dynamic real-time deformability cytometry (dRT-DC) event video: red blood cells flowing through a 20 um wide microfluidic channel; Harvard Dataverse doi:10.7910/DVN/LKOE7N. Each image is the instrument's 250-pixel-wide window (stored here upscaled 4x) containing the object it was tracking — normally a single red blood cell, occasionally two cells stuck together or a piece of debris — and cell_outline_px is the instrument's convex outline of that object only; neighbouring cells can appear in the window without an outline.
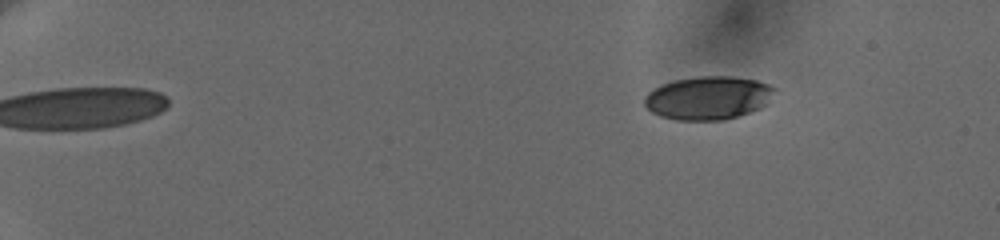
{"species": "human", "species_latin": "Homo sapiens", "temperature_condition": "cold", "stored_images_in_passage": 29, "camera_frame_rate_fps": 3000, "um_per_image_px": 0.085, "donor": {"sex": "female"}, "frame": {"image": 1, "passage_image": 1, "time_ms": 0.0, "image_size_px": [1000, 240], "cell_outline_px": [[776, 88], [764, 104], [760, 108], [724, 120], [676, 120], [660, 116], [652, 112], [644, 104], [644, 96], [648, 92], [664, 84], [676, 80], [700, 76], [732, 76], [756, 80], [768, 84]], "centroid_in_image_um": [60.16, 8.32], "position_along_channel_um": 24.8, "area_um2": 32.43}}
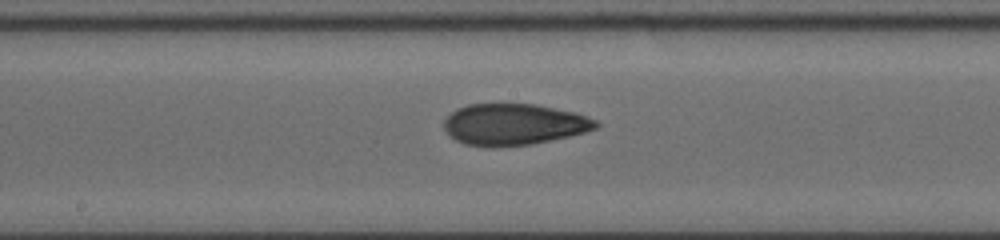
{"frame": {"image": 2, "passage_image": 15, "time_ms": 8.667, "image_size_px": [1000, 240], "cell_outline_px": [[600, 124], [596, 128], [584, 132], [568, 136], [532, 144], [492, 148], [464, 144], [456, 140], [444, 128], [444, 120], [456, 108], [468, 104], [500, 100], [536, 104], [576, 112], [596, 120]], "centroid_in_image_um": [43.65, 10.53], "position_along_channel_um": 204.6, "area_um2": 37.69}}
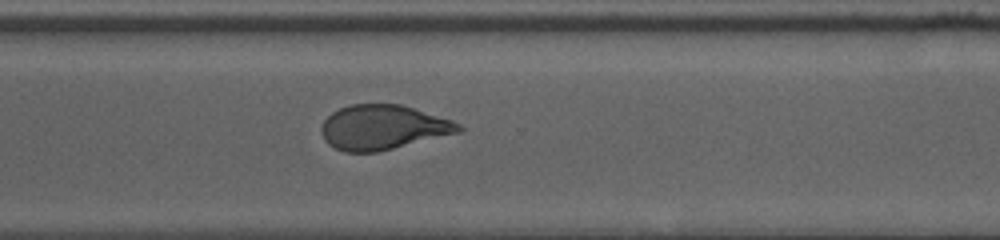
{"frame": {"image": 3, "passage_image": 29, "time_ms": 12.333, "image_size_px": [1000, 240], "cell_outline_px": [[464, 128], [460, 132], [376, 152], [344, 152], [328, 144], [324, 140], [320, 128], [324, 120], [332, 112], [340, 108], [352, 104], [400, 104], [452, 120], [460, 124]], "centroid_in_image_um": [32.53, 10.82], "position_along_channel_um": 338.1, "area_um2": 35.49}}